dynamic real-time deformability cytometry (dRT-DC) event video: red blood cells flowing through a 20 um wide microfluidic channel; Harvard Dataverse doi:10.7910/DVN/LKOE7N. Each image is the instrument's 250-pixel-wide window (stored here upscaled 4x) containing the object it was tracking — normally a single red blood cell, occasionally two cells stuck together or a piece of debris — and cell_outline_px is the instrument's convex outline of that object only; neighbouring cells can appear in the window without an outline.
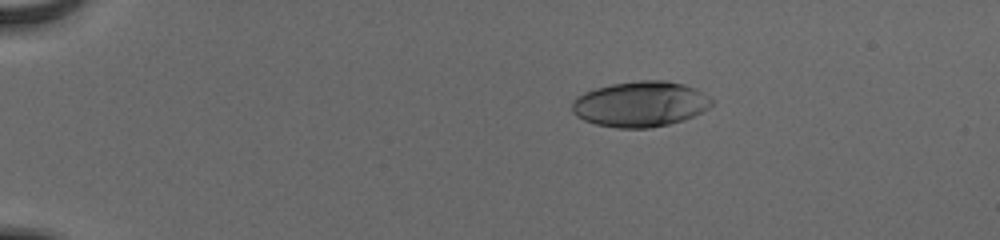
{"species": "human", "species_latin": "Homo sapiens", "temperature_condition": "cold", "stored_images_in_passage": 55, "camera_frame_rate_fps": 3000, "um_per_image_px": 0.085, "donor": {"sex": "male"}, "frame": {"image": 1, "passage_image": 12, "time_ms": 3.667, "image_size_px": [1000, 240], "cell_outline_px": [[712, 104], [708, 108], [684, 120], [668, 124], [648, 128], [616, 128], [596, 124], [584, 120], [576, 116], [572, 112], [572, 100], [576, 96], [584, 92], [596, 88], [612, 84], [640, 80], [664, 80], [684, 84], [696, 88], [708, 96], [712, 100]], "centroid_in_image_um": [54.4, 8.84], "position_along_channel_um": 30.6, "area_um2": 37.05}}
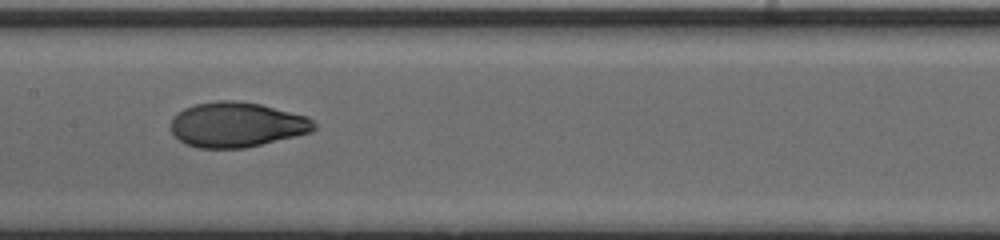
{"frame": {"image": 2, "passage_image": 31, "time_ms": 10.0, "image_size_px": [1000, 240], "cell_outline_px": [[316, 128], [312, 132], [244, 148], [196, 148], [184, 144], [172, 132], [172, 116], [184, 108], [196, 104], [216, 100], [236, 100], [260, 104], [308, 116], [316, 124]], "centroid_in_image_um": [20.12, 10.59], "position_along_channel_um": 187.3, "area_um2": 37.63}}
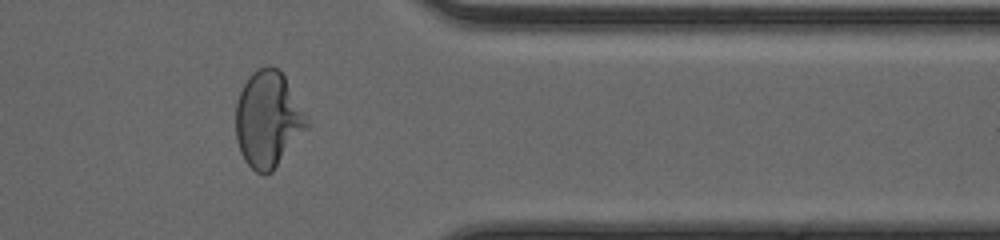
{"frame": {"image": 3, "passage_image": 47, "time_ms": 15.333, "image_size_px": [1000, 240], "cell_outline_px": [[308, 128], [272, 172], [264, 176], [256, 172], [244, 160], [240, 152], [236, 140], [236, 104], [240, 92], [248, 76], [256, 68], [268, 64], [272, 64], [284, 76], [308, 120]], "centroid_in_image_um": [22.76, 10.16], "position_along_channel_um": 388.6, "area_um2": 39.77}, "authors_computed_cell_mechanics": {"area_um2": 37.4544, "velocity_mm_per_s": 3.9181, "shape_relaxation_time_tau1_ms": 6.3844, "shape_relaxation_time_tau2_ms": 0.75, "deformation_change_tau1": 0.2614, "deformation_change_tau2": 0.0517}}